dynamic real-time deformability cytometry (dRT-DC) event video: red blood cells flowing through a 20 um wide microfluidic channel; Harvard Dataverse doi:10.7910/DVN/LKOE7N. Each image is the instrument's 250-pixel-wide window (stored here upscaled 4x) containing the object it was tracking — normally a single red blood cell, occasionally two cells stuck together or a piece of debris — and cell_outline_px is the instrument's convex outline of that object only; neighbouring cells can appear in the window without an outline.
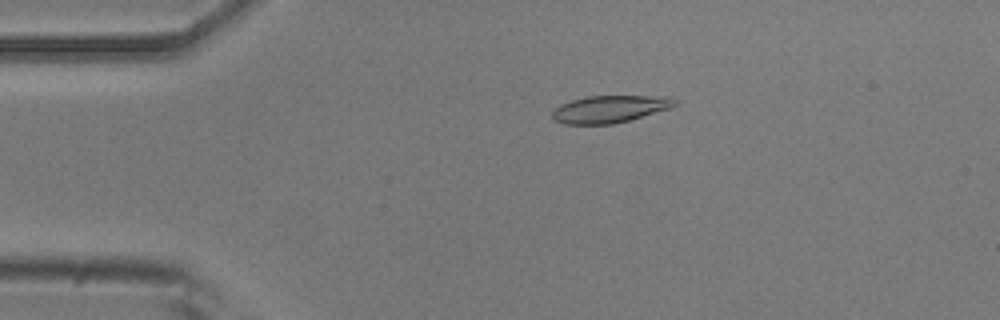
{"species": "common noctule bat (a hibernating species)", "species_latin": "Nyctalus noctula", "temperature_condition": "room temperature", "stored_images_in_passage": 52, "camera_frame_rate_fps": 3000, "um_per_image_px": 0.085, "animal": {"sex": "male", "body_mass_g": 20.5, "forearm_length_mm": 52.5}, "frame": {"image": 1, "passage_image": 10, "time_ms": 3.0, "image_size_px": [1000, 320], "cell_outline_px": [[680, 100], [676, 104], [668, 108], [628, 120], [612, 124], [564, 124], [556, 120], [552, 116], [552, 112], [560, 104], [572, 100], [588, 96], [672, 96]], "centroid_in_image_um": [51.85, 9.25], "position_along_channel_um": 33.2, "area_um2": 19.25}}
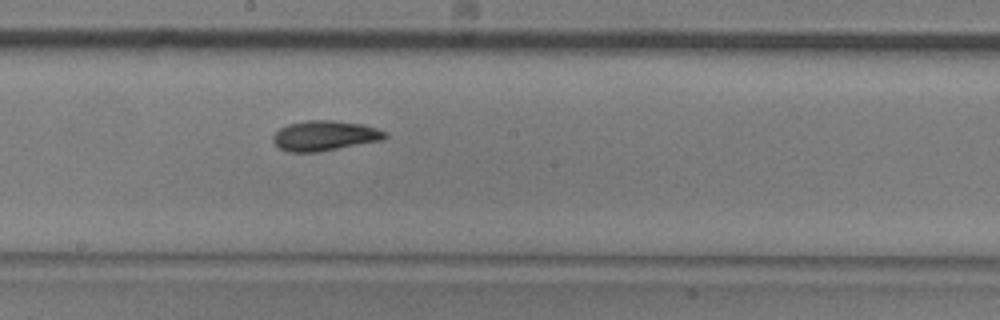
{"frame": {"image": 2, "passage_image": 28, "time_ms": 9.0, "image_size_px": [1000, 320], "cell_outline_px": [[388, 136], [384, 140], [320, 152], [288, 152], [280, 148], [272, 140], [272, 136], [280, 128], [288, 124], [308, 120], [332, 120], [364, 124], [388, 132]], "centroid_in_image_um": [27.64, 11.54], "position_along_channel_um": 220.6, "area_um2": 19.88}}
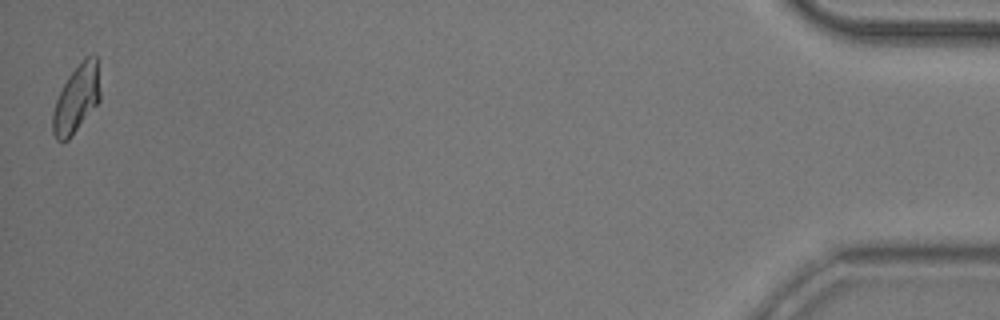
{"frame": {"image": 3, "passage_image": 52, "time_ms": 17.0, "image_size_px": [1000, 320], "cell_outline_px": [[100, 100], [68, 140], [56, 140], [52, 132], [52, 116], [56, 100], [68, 76], [92, 52], [96, 56], [100, 92]], "centroid_in_image_um": [6.49, 8.42], "position_along_channel_um": 428.7, "area_um2": 18.26}, "authors_computed_cell_mechanics": {"area_um2": 18.9584, "velocity_mm_per_s": 3.7912, "shape_relaxation_time_tau1_ms": 4.4948, "shape_relaxation_time_tau2_ms": 3.3211, "deformation_change_tau1": 0.1482, "deformation_change_tau2": 0.0832}}